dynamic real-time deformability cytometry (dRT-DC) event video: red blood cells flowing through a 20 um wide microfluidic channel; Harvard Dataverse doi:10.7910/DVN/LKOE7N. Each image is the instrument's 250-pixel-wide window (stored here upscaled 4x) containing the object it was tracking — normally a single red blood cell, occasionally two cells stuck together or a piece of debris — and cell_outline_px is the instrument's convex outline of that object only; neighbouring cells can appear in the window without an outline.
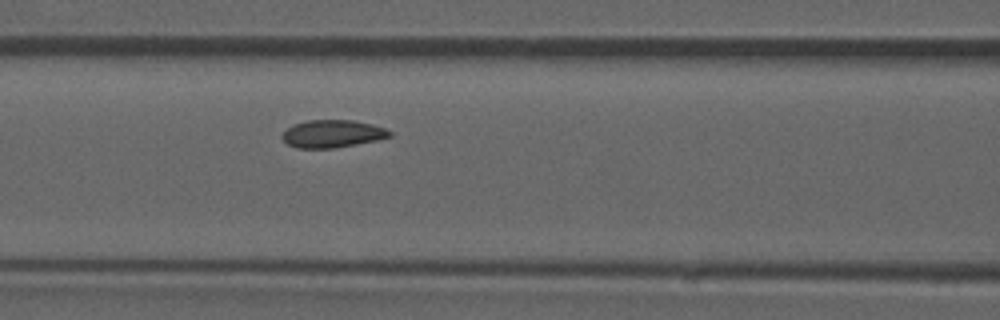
{"species": "common noctule bat (a hibernating species)", "species_latin": "Nyctalus noctula", "temperature_condition": "room temperature", "stored_images_in_passage": 43, "camera_frame_rate_fps": 3000, "um_per_image_px": 0.085, "animal": {"sex": "male", "forearm_length_mm": 52.5}, "frame": {"image": 1, "passage_image": 19, "time_ms": 6.0, "image_size_px": [1000, 320], "cell_outline_px": [[392, 136], [380, 140], [332, 148], [296, 148], [288, 144], [280, 136], [292, 124], [308, 120], [352, 120], [372, 124], [384, 128], [392, 132]], "centroid_in_image_um": [28.26, 11.37], "position_along_channel_um": 138.3, "area_um2": 17.34}}